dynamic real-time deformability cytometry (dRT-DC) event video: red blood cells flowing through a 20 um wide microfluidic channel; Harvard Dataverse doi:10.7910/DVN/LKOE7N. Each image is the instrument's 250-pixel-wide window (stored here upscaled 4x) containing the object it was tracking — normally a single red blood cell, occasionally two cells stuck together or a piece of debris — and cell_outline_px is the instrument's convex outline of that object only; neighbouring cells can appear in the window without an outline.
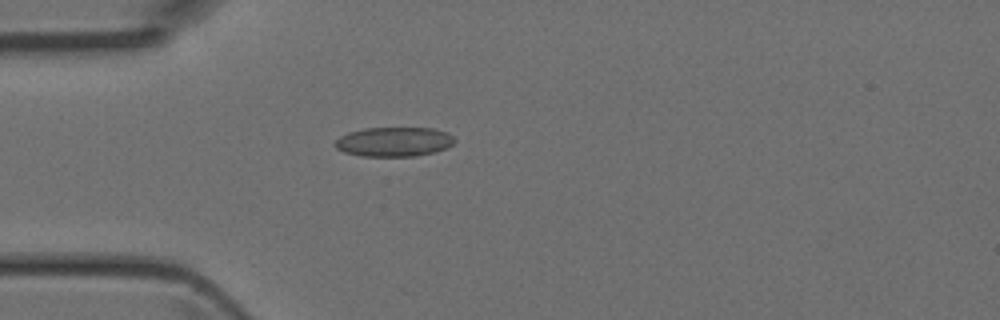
{"species": "Egyptian fruit bat (a non-hibernating species)", "species_latin": "Rousettus aegyptiacus", "temperature_condition": "room temperature", "stored_images_in_passage": 4, "camera_frame_rate_fps": 3000, "um_per_image_px": 0.085, "animal": {"sex": "female"}, "frame": {"image": 1, "passage_image": 4, "time_ms": 1.0, "image_size_px": [1000, 320], "cell_outline_px": [[456, 140], [452, 144], [436, 152], [416, 156], [360, 156], [344, 152], [336, 148], [332, 144], [340, 136], [348, 132], [364, 128], [432, 128], [448, 132]], "centroid_in_image_um": [33.46, 12.05], "position_along_channel_um": 51.5, "area_um2": 20.63}}